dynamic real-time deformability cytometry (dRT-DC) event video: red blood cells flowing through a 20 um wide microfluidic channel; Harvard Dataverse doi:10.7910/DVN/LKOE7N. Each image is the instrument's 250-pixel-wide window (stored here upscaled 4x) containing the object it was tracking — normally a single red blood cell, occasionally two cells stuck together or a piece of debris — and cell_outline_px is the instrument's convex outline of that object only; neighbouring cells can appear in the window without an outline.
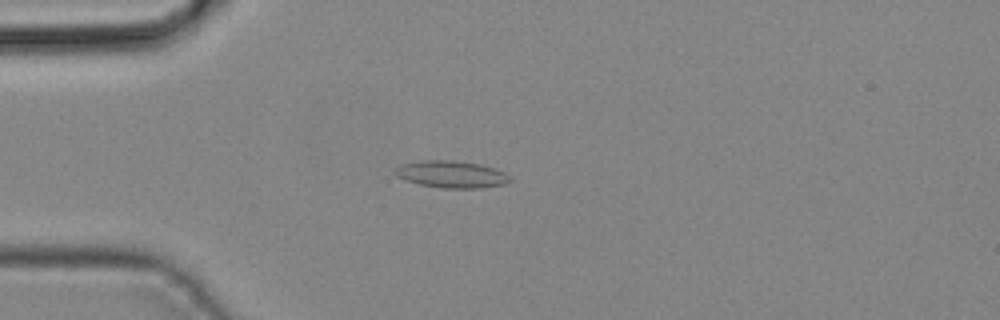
{"species": "common noctule bat (a hibernating species)", "species_latin": "Nyctalus noctula", "temperature_condition": "cold", "stored_images_in_passage": 41, "camera_frame_rate_fps": 3000, "um_per_image_px": 0.085, "animal": {"sex": "male", "body_mass_g": 19.2, "forearm_length_mm": 51.8}, "frame": {"image": 1, "passage_image": 10, "time_ms": 3.0, "image_size_px": [1000, 320], "cell_outline_px": [[512, 180], [504, 184], [480, 188], [440, 188], [420, 184], [404, 180], [396, 176], [392, 172], [396, 168], [404, 164], [420, 160], [456, 160], [480, 164], [504, 172], [512, 176]], "centroid_in_image_um": [38.37, 14.82], "position_along_channel_um": 46.6, "area_um2": 18.21}}
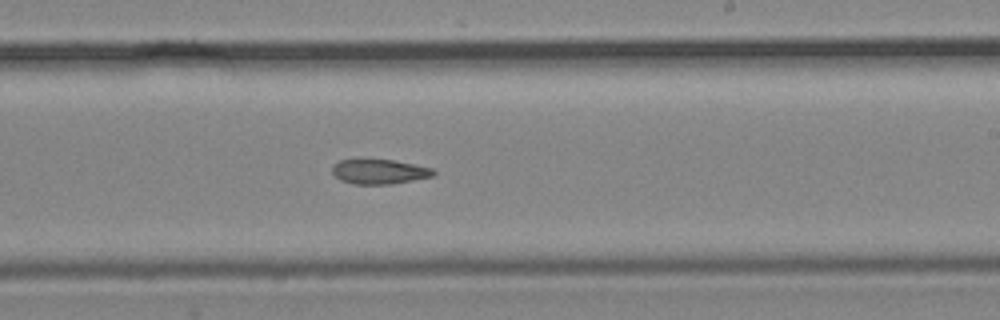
{"frame": {"image": 2, "passage_image": 24, "time_ms": 7.667, "image_size_px": [1000, 320], "cell_outline_px": [[436, 172], [432, 176], [392, 184], [352, 184], [340, 180], [332, 172], [332, 164], [340, 160], [392, 160], [432, 168]], "centroid_in_image_um": [32.2, 14.6], "position_along_channel_um": 256.8, "area_um2": 14.39}}
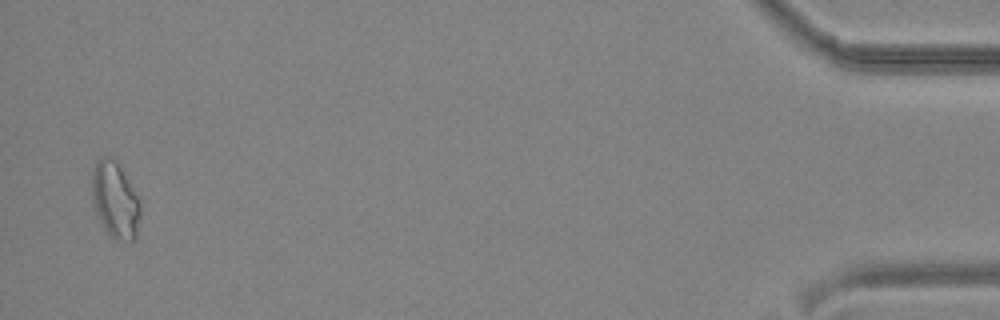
{"frame": {"image": 3, "passage_image": 40, "time_ms": 13.0, "image_size_px": [1000, 320], "cell_outline_px": [[140, 216], [136, 240], [120, 240], [112, 236], [104, 228], [96, 212], [92, 196], [92, 172], [96, 160], [100, 156], [112, 156], [116, 160], [140, 200]], "centroid_in_image_um": [9.79, 16.96], "position_along_channel_um": 425.4, "area_um2": 21.44}}